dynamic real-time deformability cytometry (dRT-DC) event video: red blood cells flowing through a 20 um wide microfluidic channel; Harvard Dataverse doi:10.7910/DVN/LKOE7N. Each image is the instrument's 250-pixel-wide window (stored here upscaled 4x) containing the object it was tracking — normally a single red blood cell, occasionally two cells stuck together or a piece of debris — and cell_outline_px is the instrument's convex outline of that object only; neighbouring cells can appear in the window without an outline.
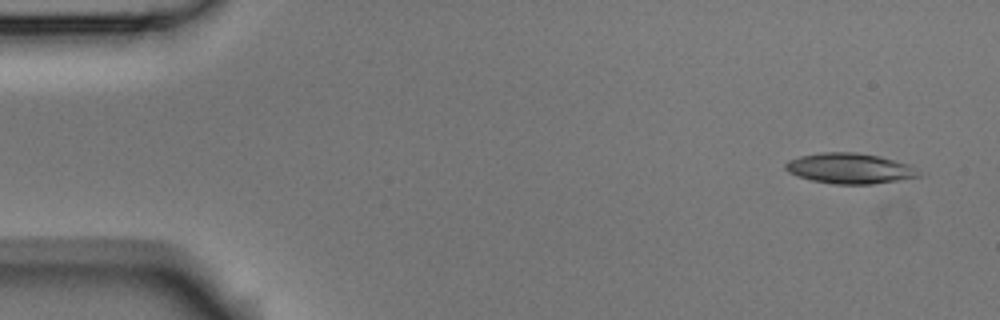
{"species": "Egyptian fruit bat (a non-hibernating species)", "species_latin": "Rousettus aegyptiacus", "temperature_condition": "room temperature", "stored_images_in_passage": 4, "segment_of_instrument_passage": [1, 2], "camera_frame_rate_fps": 3000, "um_per_image_px": 0.085, "animal": {"sex": "male"}, "frame": {"image": 1, "passage_image": 1, "time_ms": 0.0, "image_size_px": [1000, 320], "cell_outline_px": [[920, 176], [872, 184], [832, 184], [812, 180], [796, 176], [788, 172], [784, 168], [784, 164], [788, 160], [800, 156], [820, 152], [856, 152], [880, 156], [908, 164]], "centroid_in_image_um": [72.13, 14.3], "position_along_channel_um": 12.9, "area_um2": 23.47}}